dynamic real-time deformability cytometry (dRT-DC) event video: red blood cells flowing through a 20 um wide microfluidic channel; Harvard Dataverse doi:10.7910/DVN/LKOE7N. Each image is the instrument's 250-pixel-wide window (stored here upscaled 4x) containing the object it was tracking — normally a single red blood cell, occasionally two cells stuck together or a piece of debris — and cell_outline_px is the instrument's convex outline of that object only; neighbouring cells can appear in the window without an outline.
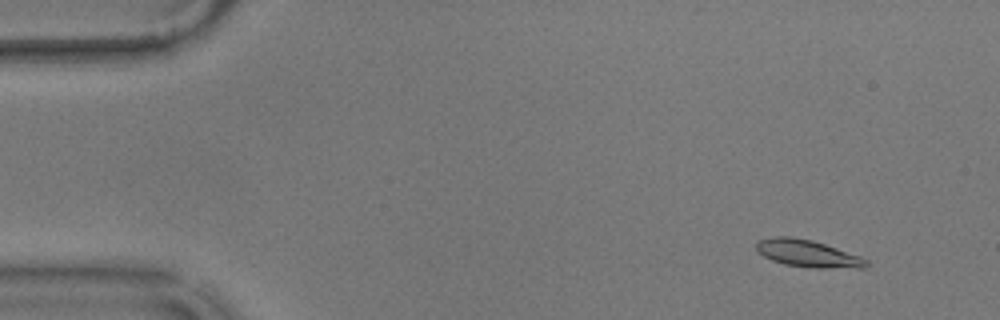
{"species": "common noctule bat (a hibernating species)", "species_latin": "Nyctalus noctula", "temperature_condition": "warm", "stored_images_in_passage": 57, "camera_frame_rate_fps": 3000, "um_per_image_px": 0.085, "animal": {"sex": "male", "body_mass_g": 17.9}, "frame": {"image": 1, "passage_image": 5, "time_ms": 1.333, "image_size_px": [1000, 320], "cell_outline_px": [[868, 264], [864, 268], [812, 268], [784, 264], [772, 260], [764, 256], [756, 248], [756, 244], [760, 240], [772, 236], [792, 236], [812, 240], [860, 256], [868, 260]], "centroid_in_image_um": [68.67, 21.55], "position_along_channel_um": 16.3, "area_um2": 17.34}}
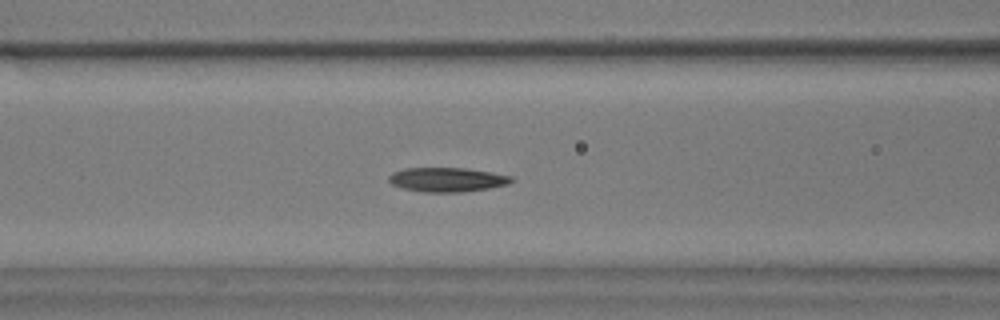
{"frame": {"image": 2, "passage_image": 23, "time_ms": 7.333, "image_size_px": [1000, 320], "cell_outline_px": [[516, 180], [508, 184], [488, 188], [460, 192], [424, 192], [404, 188], [392, 184], [388, 180], [388, 176], [392, 172], [404, 168], [464, 168], [492, 172], [512, 176]], "centroid_in_image_um": [38.02, 15.26], "position_along_channel_um": 128.6, "area_um2": 17.34}}
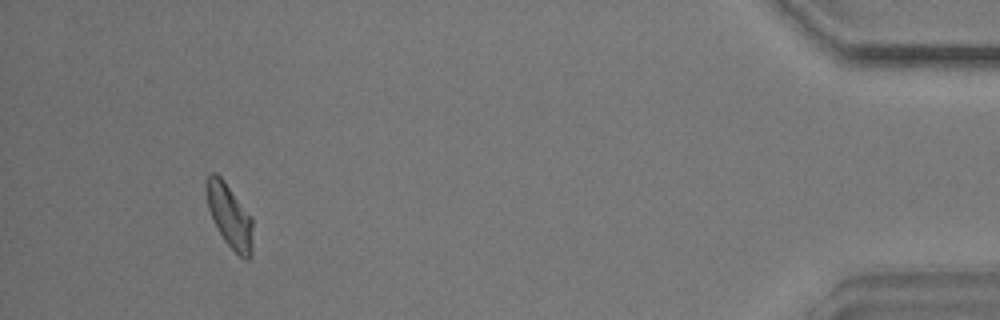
{"frame": {"image": 3, "passage_image": 53, "time_ms": 17.333, "image_size_px": [1000, 320], "cell_outline_px": [[252, 256], [248, 260], [244, 260], [224, 240], [216, 228], [212, 220], [208, 208], [204, 184], [204, 180], [212, 172], [216, 172], [220, 176], [252, 216]], "centroid_in_image_um": [19.49, 18.34], "position_along_channel_um": 415.7, "area_um2": 17.46}, "authors_computed_cell_mechanics": {"area_um2": 17.051, "velocity_mm_per_s": 3.5592, "shape_relaxation_time_tau1_ms": 3.9264, "shape_relaxation_time_tau2_ms": 5.1412, "deformation_change_tau1": 0.1567, "deformation_change_tau2": 0.1165}}